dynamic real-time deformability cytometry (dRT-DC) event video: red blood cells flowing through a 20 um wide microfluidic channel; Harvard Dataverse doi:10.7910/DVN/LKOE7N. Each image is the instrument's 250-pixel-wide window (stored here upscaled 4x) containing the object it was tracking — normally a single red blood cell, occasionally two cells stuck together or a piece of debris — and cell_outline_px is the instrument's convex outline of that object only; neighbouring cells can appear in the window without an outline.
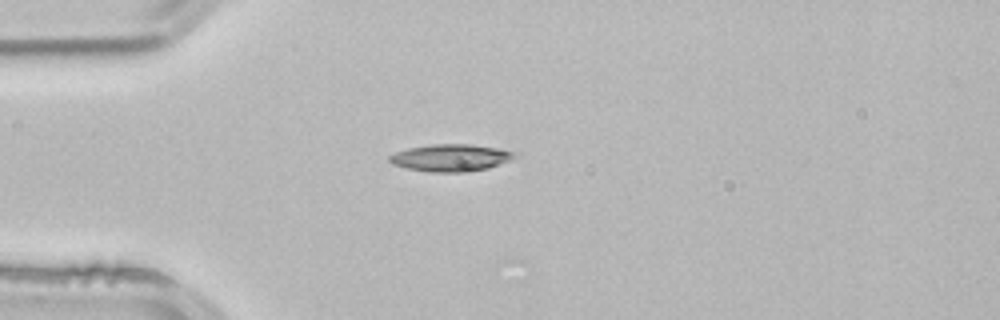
{"species": "common noctule bat (a hibernating species)", "species_latin": "Nyctalus noctula", "temperature_condition": "room temperature", "stored_images_in_passage": 16, "camera_frame_rate_fps": 3000, "um_per_image_px": 0.085, "animal": {"sex": "male", "body_mass_g": 21.5, "forearm_length_mm": 52.0}, "frame": {"image": 1, "passage_image": 13, "time_ms": 4.0, "image_size_px": [1000, 320], "cell_outline_px": [[516, 156], [508, 160], [488, 168], [460, 172], [428, 172], [408, 168], [392, 164], [388, 160], [388, 156], [396, 152], [408, 148], [432, 144], [472, 144], [500, 148], [516, 152]], "centroid_in_image_um": [38.29, 13.4], "position_along_channel_um": 46.7, "area_um2": 19.71}}